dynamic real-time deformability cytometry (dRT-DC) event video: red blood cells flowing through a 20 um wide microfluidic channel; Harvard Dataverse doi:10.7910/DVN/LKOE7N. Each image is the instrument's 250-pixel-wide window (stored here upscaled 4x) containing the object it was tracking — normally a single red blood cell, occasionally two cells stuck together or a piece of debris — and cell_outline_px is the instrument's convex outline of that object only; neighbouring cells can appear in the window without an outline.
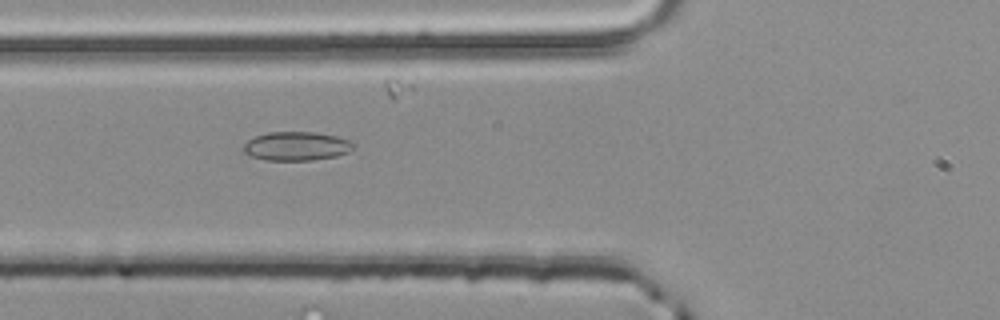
{"species": "common noctule bat (a hibernating species)", "species_latin": "Nyctalus noctula", "temperature_condition": "room temperature", "stored_images_in_passage": 36, "camera_frame_rate_fps": 3000, "um_per_image_px": 0.085, "animal": {"sex": "male", "body_mass_g": 20.4}, "frame": {"image": 1, "passage_image": 4, "time_ms": 1.0, "image_size_px": [1000, 320], "cell_outline_px": [[356, 148], [348, 152], [336, 156], [312, 160], [264, 160], [252, 156], [244, 152], [244, 144], [248, 140], [256, 136], [268, 132], [316, 132], [336, 136], [348, 140], [356, 144]], "centroid_in_image_um": [25.23, 12.42], "position_along_channel_um": 100.6, "area_um2": 18.5}}
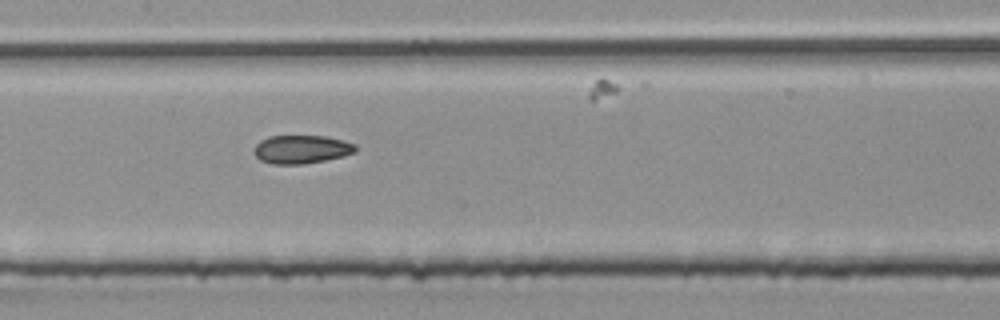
{"frame": {"image": 2, "passage_image": 10, "time_ms": 3.0, "image_size_px": [1000, 320], "cell_outline_px": [[356, 152], [344, 156], [304, 164], [272, 164], [260, 160], [256, 156], [256, 144], [260, 140], [268, 136], [324, 136], [356, 144]], "centroid_in_image_um": [25.63, 12.69], "position_along_channel_um": 181.8, "area_um2": 16.65}}
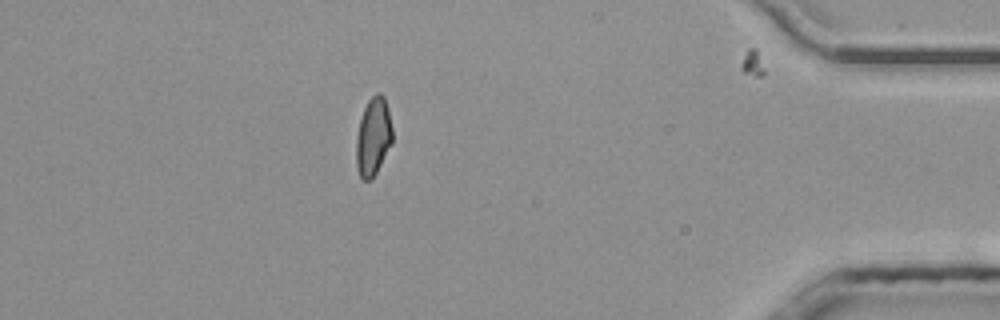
{"frame": {"image": 3, "passage_image": 30, "time_ms": 9.667, "image_size_px": [1000, 320], "cell_outline_px": [[392, 144], [376, 172], [368, 180], [364, 180], [360, 176], [356, 164], [356, 136], [360, 120], [364, 108], [368, 100], [376, 92], [380, 92], [384, 96], [388, 108], [392, 128]], "centroid_in_image_um": [31.73, 11.58], "position_along_channel_um": 403.5, "area_um2": 16.42}, "authors_computed_cell_mechanics": {"area_um2": 16.5886, "velocity_mm_per_s": 4.02, "shape_relaxation_time_tau1_ms": null, "shape_relaxation_time_tau2_ms": 3.159, "deformation_change_tau1": null, "deformation_change_tau2": 0.0903}}